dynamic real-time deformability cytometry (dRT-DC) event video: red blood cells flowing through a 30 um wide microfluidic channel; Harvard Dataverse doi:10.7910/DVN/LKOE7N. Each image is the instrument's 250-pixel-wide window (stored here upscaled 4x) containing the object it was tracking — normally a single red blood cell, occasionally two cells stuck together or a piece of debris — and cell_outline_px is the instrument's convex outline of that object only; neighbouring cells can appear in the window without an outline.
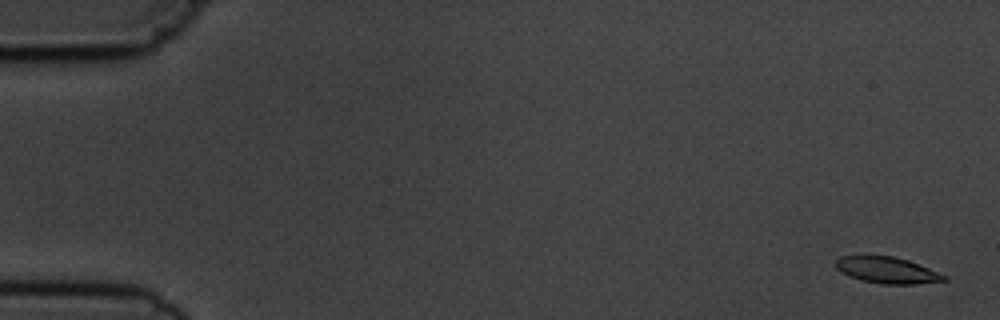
{"species": "common noctule bat (a hibernating species)", "species_latin": "Nyctalus noctula", "temperature_condition": "cold", "stored_images_in_passage": 4, "camera_frame_rate_fps": 3000, "um_per_image_px": 0.085, "animal": {"sex": "male", "body_mass_g": 19.5, "forearm_length_mm": 54.6}, "frame": {"image": 1, "passage_image": 1, "time_ms": 0.0, "image_size_px": [1000, 320], "cell_outline_px": [[948, 280], [916, 284], [880, 284], [860, 280], [848, 276], [840, 272], [836, 268], [836, 260], [840, 256], [892, 256], [908, 260], [948, 276]], "centroid_in_image_um": [75.39, 22.98], "position_along_channel_um": 9.6, "area_um2": 16.65}}
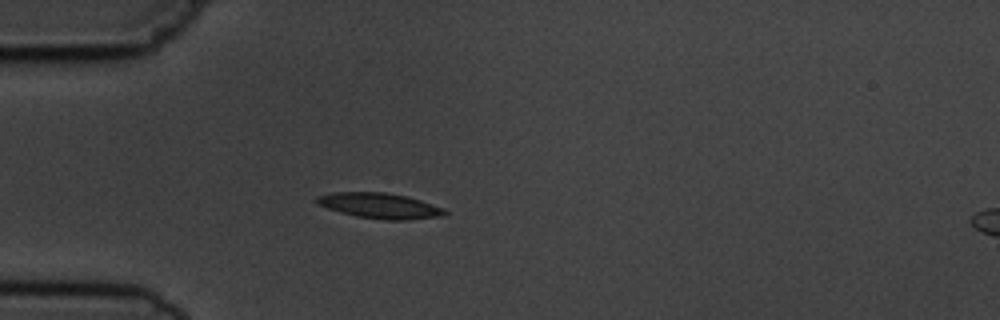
{"frame": {"image": 2, "passage_image": 4, "time_ms": 4.667, "image_size_px": [1000, 320], "cell_outline_px": [[448, 212], [444, 216], [408, 220], [384, 220], [356, 216], [340, 212], [316, 204], [316, 196], [332, 192], [384, 192], [408, 196], [444, 208]], "centroid_in_image_um": [32.29, 17.49], "position_along_channel_um": 52.7, "area_um2": 19.13}}